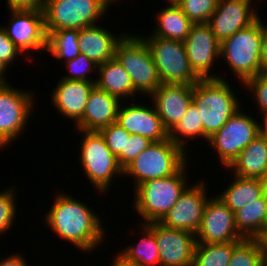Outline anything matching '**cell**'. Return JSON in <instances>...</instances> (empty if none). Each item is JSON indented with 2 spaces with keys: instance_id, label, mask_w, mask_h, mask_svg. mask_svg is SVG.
<instances>
[{
  "instance_id": "1",
  "label": "cell",
  "mask_w": 267,
  "mask_h": 266,
  "mask_svg": "<svg viewBox=\"0 0 267 266\" xmlns=\"http://www.w3.org/2000/svg\"><path fill=\"white\" fill-rule=\"evenodd\" d=\"M77 199L59 191L42 222L79 251L92 253L105 242V228L100 221V215L92 207H88V204Z\"/></svg>"
},
{
  "instance_id": "2",
  "label": "cell",
  "mask_w": 267,
  "mask_h": 266,
  "mask_svg": "<svg viewBox=\"0 0 267 266\" xmlns=\"http://www.w3.org/2000/svg\"><path fill=\"white\" fill-rule=\"evenodd\" d=\"M219 76L217 79H199L193 86L192 102L200 112L205 142L242 106L232 84L221 74Z\"/></svg>"
},
{
  "instance_id": "3",
  "label": "cell",
  "mask_w": 267,
  "mask_h": 266,
  "mask_svg": "<svg viewBox=\"0 0 267 266\" xmlns=\"http://www.w3.org/2000/svg\"><path fill=\"white\" fill-rule=\"evenodd\" d=\"M188 164L187 162L172 176L151 179L133 189V211L142 218L140 224L159 222L171 210L190 185L187 176Z\"/></svg>"
},
{
  "instance_id": "4",
  "label": "cell",
  "mask_w": 267,
  "mask_h": 266,
  "mask_svg": "<svg viewBox=\"0 0 267 266\" xmlns=\"http://www.w3.org/2000/svg\"><path fill=\"white\" fill-rule=\"evenodd\" d=\"M258 18L250 26L237 31L220 43V59H224L232 74L242 84L260 73L263 20Z\"/></svg>"
},
{
  "instance_id": "5",
  "label": "cell",
  "mask_w": 267,
  "mask_h": 266,
  "mask_svg": "<svg viewBox=\"0 0 267 266\" xmlns=\"http://www.w3.org/2000/svg\"><path fill=\"white\" fill-rule=\"evenodd\" d=\"M188 152L169 138L152 142L141 154L123 169V176L133 179V185L176 174L187 162Z\"/></svg>"
},
{
  "instance_id": "6",
  "label": "cell",
  "mask_w": 267,
  "mask_h": 266,
  "mask_svg": "<svg viewBox=\"0 0 267 266\" xmlns=\"http://www.w3.org/2000/svg\"><path fill=\"white\" fill-rule=\"evenodd\" d=\"M77 131V134L81 133L82 136L78 154L84 175L98 193L107 195L113 183V177H124L123 169L99 131Z\"/></svg>"
},
{
  "instance_id": "7",
  "label": "cell",
  "mask_w": 267,
  "mask_h": 266,
  "mask_svg": "<svg viewBox=\"0 0 267 266\" xmlns=\"http://www.w3.org/2000/svg\"><path fill=\"white\" fill-rule=\"evenodd\" d=\"M115 58L130 75L138 94L149 98L162 84L151 52L140 33H126L116 46Z\"/></svg>"
},
{
  "instance_id": "8",
  "label": "cell",
  "mask_w": 267,
  "mask_h": 266,
  "mask_svg": "<svg viewBox=\"0 0 267 266\" xmlns=\"http://www.w3.org/2000/svg\"><path fill=\"white\" fill-rule=\"evenodd\" d=\"M112 4L108 0H45L46 31L82 29L99 23Z\"/></svg>"
},
{
  "instance_id": "9",
  "label": "cell",
  "mask_w": 267,
  "mask_h": 266,
  "mask_svg": "<svg viewBox=\"0 0 267 266\" xmlns=\"http://www.w3.org/2000/svg\"><path fill=\"white\" fill-rule=\"evenodd\" d=\"M146 42L162 84L194 85L199 78L192 71L184 42L148 34Z\"/></svg>"
},
{
  "instance_id": "10",
  "label": "cell",
  "mask_w": 267,
  "mask_h": 266,
  "mask_svg": "<svg viewBox=\"0 0 267 266\" xmlns=\"http://www.w3.org/2000/svg\"><path fill=\"white\" fill-rule=\"evenodd\" d=\"M34 91L17 89L10 83L0 85V149H5L20 137L35 105ZM31 114V115H30ZM3 148V149H2Z\"/></svg>"
},
{
  "instance_id": "11",
  "label": "cell",
  "mask_w": 267,
  "mask_h": 266,
  "mask_svg": "<svg viewBox=\"0 0 267 266\" xmlns=\"http://www.w3.org/2000/svg\"><path fill=\"white\" fill-rule=\"evenodd\" d=\"M258 122L239 109L206 143L217 152L220 165L226 168L258 136Z\"/></svg>"
},
{
  "instance_id": "12",
  "label": "cell",
  "mask_w": 267,
  "mask_h": 266,
  "mask_svg": "<svg viewBox=\"0 0 267 266\" xmlns=\"http://www.w3.org/2000/svg\"><path fill=\"white\" fill-rule=\"evenodd\" d=\"M8 26L2 25L9 39L22 55L45 51L47 33L42 9H11ZM26 52V53H25Z\"/></svg>"
},
{
  "instance_id": "13",
  "label": "cell",
  "mask_w": 267,
  "mask_h": 266,
  "mask_svg": "<svg viewBox=\"0 0 267 266\" xmlns=\"http://www.w3.org/2000/svg\"><path fill=\"white\" fill-rule=\"evenodd\" d=\"M202 179L185 189L171 210L159 221L160 224L196 234L206 203L211 198L207 193V181Z\"/></svg>"
},
{
  "instance_id": "14",
  "label": "cell",
  "mask_w": 267,
  "mask_h": 266,
  "mask_svg": "<svg viewBox=\"0 0 267 266\" xmlns=\"http://www.w3.org/2000/svg\"><path fill=\"white\" fill-rule=\"evenodd\" d=\"M184 45L189 65L199 79L220 77L211 73L215 62L220 61V42L208 23H193Z\"/></svg>"
},
{
  "instance_id": "15",
  "label": "cell",
  "mask_w": 267,
  "mask_h": 266,
  "mask_svg": "<svg viewBox=\"0 0 267 266\" xmlns=\"http://www.w3.org/2000/svg\"><path fill=\"white\" fill-rule=\"evenodd\" d=\"M155 234L161 266H193L196 237L193 233L167 228L159 222L146 224Z\"/></svg>"
},
{
  "instance_id": "16",
  "label": "cell",
  "mask_w": 267,
  "mask_h": 266,
  "mask_svg": "<svg viewBox=\"0 0 267 266\" xmlns=\"http://www.w3.org/2000/svg\"><path fill=\"white\" fill-rule=\"evenodd\" d=\"M195 237L196 243H227L244 239L237 230L234 212L217 196L207 201Z\"/></svg>"
},
{
  "instance_id": "17",
  "label": "cell",
  "mask_w": 267,
  "mask_h": 266,
  "mask_svg": "<svg viewBox=\"0 0 267 266\" xmlns=\"http://www.w3.org/2000/svg\"><path fill=\"white\" fill-rule=\"evenodd\" d=\"M252 2L254 0H218L208 24L220 43L261 17Z\"/></svg>"
},
{
  "instance_id": "18",
  "label": "cell",
  "mask_w": 267,
  "mask_h": 266,
  "mask_svg": "<svg viewBox=\"0 0 267 266\" xmlns=\"http://www.w3.org/2000/svg\"><path fill=\"white\" fill-rule=\"evenodd\" d=\"M123 103L127 102H121L116 123L126 131L146 137L152 142L164 141L169 138V132L163 126L153 104L151 106L137 104L136 100H133L132 104L130 102Z\"/></svg>"
},
{
  "instance_id": "19",
  "label": "cell",
  "mask_w": 267,
  "mask_h": 266,
  "mask_svg": "<svg viewBox=\"0 0 267 266\" xmlns=\"http://www.w3.org/2000/svg\"><path fill=\"white\" fill-rule=\"evenodd\" d=\"M193 86L185 84H161L149 97L170 132L183 118L193 100Z\"/></svg>"
},
{
  "instance_id": "20",
  "label": "cell",
  "mask_w": 267,
  "mask_h": 266,
  "mask_svg": "<svg viewBox=\"0 0 267 266\" xmlns=\"http://www.w3.org/2000/svg\"><path fill=\"white\" fill-rule=\"evenodd\" d=\"M121 102L95 85L90 91L83 116L75 123L76 130L99 131L116 122Z\"/></svg>"
},
{
  "instance_id": "21",
  "label": "cell",
  "mask_w": 267,
  "mask_h": 266,
  "mask_svg": "<svg viewBox=\"0 0 267 266\" xmlns=\"http://www.w3.org/2000/svg\"><path fill=\"white\" fill-rule=\"evenodd\" d=\"M95 82L59 79L50 96L53 106L65 119L76 123L82 116Z\"/></svg>"
},
{
  "instance_id": "22",
  "label": "cell",
  "mask_w": 267,
  "mask_h": 266,
  "mask_svg": "<svg viewBox=\"0 0 267 266\" xmlns=\"http://www.w3.org/2000/svg\"><path fill=\"white\" fill-rule=\"evenodd\" d=\"M100 23L79 30L78 44L80 53L100 65L115 58L118 42L124 37L126 31L115 35Z\"/></svg>"
},
{
  "instance_id": "23",
  "label": "cell",
  "mask_w": 267,
  "mask_h": 266,
  "mask_svg": "<svg viewBox=\"0 0 267 266\" xmlns=\"http://www.w3.org/2000/svg\"><path fill=\"white\" fill-rule=\"evenodd\" d=\"M97 73L98 76L96 77L95 85L99 89L104 90L120 100L122 99V101H125V98L126 101L129 98L132 99L130 101L136 100L135 98L138 95L131 81V77L116 58L98 65Z\"/></svg>"
},
{
  "instance_id": "24",
  "label": "cell",
  "mask_w": 267,
  "mask_h": 266,
  "mask_svg": "<svg viewBox=\"0 0 267 266\" xmlns=\"http://www.w3.org/2000/svg\"><path fill=\"white\" fill-rule=\"evenodd\" d=\"M233 175L260 179L267 171V140L259 135L227 167Z\"/></svg>"
},
{
  "instance_id": "25",
  "label": "cell",
  "mask_w": 267,
  "mask_h": 266,
  "mask_svg": "<svg viewBox=\"0 0 267 266\" xmlns=\"http://www.w3.org/2000/svg\"><path fill=\"white\" fill-rule=\"evenodd\" d=\"M233 176L232 182L227 184L220 195H216L232 212L244 208L264 195L260 179Z\"/></svg>"
},
{
  "instance_id": "26",
  "label": "cell",
  "mask_w": 267,
  "mask_h": 266,
  "mask_svg": "<svg viewBox=\"0 0 267 266\" xmlns=\"http://www.w3.org/2000/svg\"><path fill=\"white\" fill-rule=\"evenodd\" d=\"M155 16L153 36L184 42L193 22L183 13L179 5L167 4Z\"/></svg>"
},
{
  "instance_id": "27",
  "label": "cell",
  "mask_w": 267,
  "mask_h": 266,
  "mask_svg": "<svg viewBox=\"0 0 267 266\" xmlns=\"http://www.w3.org/2000/svg\"><path fill=\"white\" fill-rule=\"evenodd\" d=\"M267 215L266 194L234 212L235 224L244 239H261L264 236Z\"/></svg>"
},
{
  "instance_id": "28",
  "label": "cell",
  "mask_w": 267,
  "mask_h": 266,
  "mask_svg": "<svg viewBox=\"0 0 267 266\" xmlns=\"http://www.w3.org/2000/svg\"><path fill=\"white\" fill-rule=\"evenodd\" d=\"M140 228L143 236L138 240L139 242L137 241L138 244L127 245L125 249L118 252L139 266H161L155 234L146 224H141Z\"/></svg>"
},
{
  "instance_id": "29",
  "label": "cell",
  "mask_w": 267,
  "mask_h": 266,
  "mask_svg": "<svg viewBox=\"0 0 267 266\" xmlns=\"http://www.w3.org/2000/svg\"><path fill=\"white\" fill-rule=\"evenodd\" d=\"M47 33V53L55 60L64 62L72 60L80 55L78 44V29H62L56 31H46Z\"/></svg>"
},
{
  "instance_id": "30",
  "label": "cell",
  "mask_w": 267,
  "mask_h": 266,
  "mask_svg": "<svg viewBox=\"0 0 267 266\" xmlns=\"http://www.w3.org/2000/svg\"><path fill=\"white\" fill-rule=\"evenodd\" d=\"M199 113L196 105L191 102L183 118L169 132V139L185 152H187L186 147L190 140L199 138L204 140V130Z\"/></svg>"
},
{
  "instance_id": "31",
  "label": "cell",
  "mask_w": 267,
  "mask_h": 266,
  "mask_svg": "<svg viewBox=\"0 0 267 266\" xmlns=\"http://www.w3.org/2000/svg\"><path fill=\"white\" fill-rule=\"evenodd\" d=\"M239 242L196 243L193 266H228L233 249Z\"/></svg>"
},
{
  "instance_id": "32",
  "label": "cell",
  "mask_w": 267,
  "mask_h": 266,
  "mask_svg": "<svg viewBox=\"0 0 267 266\" xmlns=\"http://www.w3.org/2000/svg\"><path fill=\"white\" fill-rule=\"evenodd\" d=\"M260 239H243L233 249L228 266H262Z\"/></svg>"
},
{
  "instance_id": "33",
  "label": "cell",
  "mask_w": 267,
  "mask_h": 266,
  "mask_svg": "<svg viewBox=\"0 0 267 266\" xmlns=\"http://www.w3.org/2000/svg\"><path fill=\"white\" fill-rule=\"evenodd\" d=\"M64 65L69 74L66 73L60 79L96 82V77H91L90 73L94 74L95 71L97 73L98 64L89 59L85 54L80 53L76 58L64 62Z\"/></svg>"
},
{
  "instance_id": "34",
  "label": "cell",
  "mask_w": 267,
  "mask_h": 266,
  "mask_svg": "<svg viewBox=\"0 0 267 266\" xmlns=\"http://www.w3.org/2000/svg\"><path fill=\"white\" fill-rule=\"evenodd\" d=\"M16 186L12 185L10 188L0 191V237L7 231L11 230L13 223L17 218V195L15 191ZM6 190V191H5Z\"/></svg>"
},
{
  "instance_id": "35",
  "label": "cell",
  "mask_w": 267,
  "mask_h": 266,
  "mask_svg": "<svg viewBox=\"0 0 267 266\" xmlns=\"http://www.w3.org/2000/svg\"><path fill=\"white\" fill-rule=\"evenodd\" d=\"M218 0H183L180 8L193 23H208Z\"/></svg>"
},
{
  "instance_id": "36",
  "label": "cell",
  "mask_w": 267,
  "mask_h": 266,
  "mask_svg": "<svg viewBox=\"0 0 267 266\" xmlns=\"http://www.w3.org/2000/svg\"><path fill=\"white\" fill-rule=\"evenodd\" d=\"M104 137L107 147L112 154L117 157L121 152H125L126 138L130 137V133L126 131L116 122L99 130Z\"/></svg>"
},
{
  "instance_id": "37",
  "label": "cell",
  "mask_w": 267,
  "mask_h": 266,
  "mask_svg": "<svg viewBox=\"0 0 267 266\" xmlns=\"http://www.w3.org/2000/svg\"><path fill=\"white\" fill-rule=\"evenodd\" d=\"M242 84L256 101L257 110L267 112V73L261 72L254 77L246 79Z\"/></svg>"
},
{
  "instance_id": "38",
  "label": "cell",
  "mask_w": 267,
  "mask_h": 266,
  "mask_svg": "<svg viewBox=\"0 0 267 266\" xmlns=\"http://www.w3.org/2000/svg\"><path fill=\"white\" fill-rule=\"evenodd\" d=\"M152 141L141 135L130 134L126 138L125 152H121L116 158L119 166L124 169L129 165L139 154L145 150Z\"/></svg>"
},
{
  "instance_id": "39",
  "label": "cell",
  "mask_w": 267,
  "mask_h": 266,
  "mask_svg": "<svg viewBox=\"0 0 267 266\" xmlns=\"http://www.w3.org/2000/svg\"><path fill=\"white\" fill-rule=\"evenodd\" d=\"M21 54V51L9 39L5 30L0 25V61L9 68L10 64H15L16 60L20 61L17 56Z\"/></svg>"
},
{
  "instance_id": "40",
  "label": "cell",
  "mask_w": 267,
  "mask_h": 266,
  "mask_svg": "<svg viewBox=\"0 0 267 266\" xmlns=\"http://www.w3.org/2000/svg\"><path fill=\"white\" fill-rule=\"evenodd\" d=\"M45 0H7L8 10L11 9H43Z\"/></svg>"
},
{
  "instance_id": "41",
  "label": "cell",
  "mask_w": 267,
  "mask_h": 266,
  "mask_svg": "<svg viewBox=\"0 0 267 266\" xmlns=\"http://www.w3.org/2000/svg\"><path fill=\"white\" fill-rule=\"evenodd\" d=\"M23 253H13V254H7V257L4 256L0 260V266H29L31 264L27 263L24 256H22Z\"/></svg>"
},
{
  "instance_id": "42",
  "label": "cell",
  "mask_w": 267,
  "mask_h": 266,
  "mask_svg": "<svg viewBox=\"0 0 267 266\" xmlns=\"http://www.w3.org/2000/svg\"><path fill=\"white\" fill-rule=\"evenodd\" d=\"M267 73V24L263 22V37L261 42L260 73Z\"/></svg>"
},
{
  "instance_id": "43",
  "label": "cell",
  "mask_w": 267,
  "mask_h": 266,
  "mask_svg": "<svg viewBox=\"0 0 267 266\" xmlns=\"http://www.w3.org/2000/svg\"><path fill=\"white\" fill-rule=\"evenodd\" d=\"M114 260L110 266H139L137 263L127 260L123 255L117 252V255L113 256Z\"/></svg>"
},
{
  "instance_id": "44",
  "label": "cell",
  "mask_w": 267,
  "mask_h": 266,
  "mask_svg": "<svg viewBox=\"0 0 267 266\" xmlns=\"http://www.w3.org/2000/svg\"><path fill=\"white\" fill-rule=\"evenodd\" d=\"M263 116L262 124L258 122V135L267 140V112L259 113Z\"/></svg>"
},
{
  "instance_id": "45",
  "label": "cell",
  "mask_w": 267,
  "mask_h": 266,
  "mask_svg": "<svg viewBox=\"0 0 267 266\" xmlns=\"http://www.w3.org/2000/svg\"><path fill=\"white\" fill-rule=\"evenodd\" d=\"M8 70V67L6 65H4L1 61H0V85H5L10 83L5 76L6 72Z\"/></svg>"
},
{
  "instance_id": "46",
  "label": "cell",
  "mask_w": 267,
  "mask_h": 266,
  "mask_svg": "<svg viewBox=\"0 0 267 266\" xmlns=\"http://www.w3.org/2000/svg\"><path fill=\"white\" fill-rule=\"evenodd\" d=\"M262 182V186L264 189V194L267 195V171L264 173V175L260 178Z\"/></svg>"
},
{
  "instance_id": "47",
  "label": "cell",
  "mask_w": 267,
  "mask_h": 266,
  "mask_svg": "<svg viewBox=\"0 0 267 266\" xmlns=\"http://www.w3.org/2000/svg\"><path fill=\"white\" fill-rule=\"evenodd\" d=\"M262 266H267V250L262 246Z\"/></svg>"
},
{
  "instance_id": "48",
  "label": "cell",
  "mask_w": 267,
  "mask_h": 266,
  "mask_svg": "<svg viewBox=\"0 0 267 266\" xmlns=\"http://www.w3.org/2000/svg\"><path fill=\"white\" fill-rule=\"evenodd\" d=\"M263 247L267 250V233L260 239Z\"/></svg>"
},
{
  "instance_id": "49",
  "label": "cell",
  "mask_w": 267,
  "mask_h": 266,
  "mask_svg": "<svg viewBox=\"0 0 267 266\" xmlns=\"http://www.w3.org/2000/svg\"><path fill=\"white\" fill-rule=\"evenodd\" d=\"M167 4H180L183 0H166Z\"/></svg>"
},
{
  "instance_id": "50",
  "label": "cell",
  "mask_w": 267,
  "mask_h": 266,
  "mask_svg": "<svg viewBox=\"0 0 267 266\" xmlns=\"http://www.w3.org/2000/svg\"><path fill=\"white\" fill-rule=\"evenodd\" d=\"M266 200H267V195H266ZM267 233V215L265 219V226H264V235Z\"/></svg>"
},
{
  "instance_id": "51",
  "label": "cell",
  "mask_w": 267,
  "mask_h": 266,
  "mask_svg": "<svg viewBox=\"0 0 267 266\" xmlns=\"http://www.w3.org/2000/svg\"><path fill=\"white\" fill-rule=\"evenodd\" d=\"M111 4H114L113 2H120L119 0H108Z\"/></svg>"
}]
</instances>
